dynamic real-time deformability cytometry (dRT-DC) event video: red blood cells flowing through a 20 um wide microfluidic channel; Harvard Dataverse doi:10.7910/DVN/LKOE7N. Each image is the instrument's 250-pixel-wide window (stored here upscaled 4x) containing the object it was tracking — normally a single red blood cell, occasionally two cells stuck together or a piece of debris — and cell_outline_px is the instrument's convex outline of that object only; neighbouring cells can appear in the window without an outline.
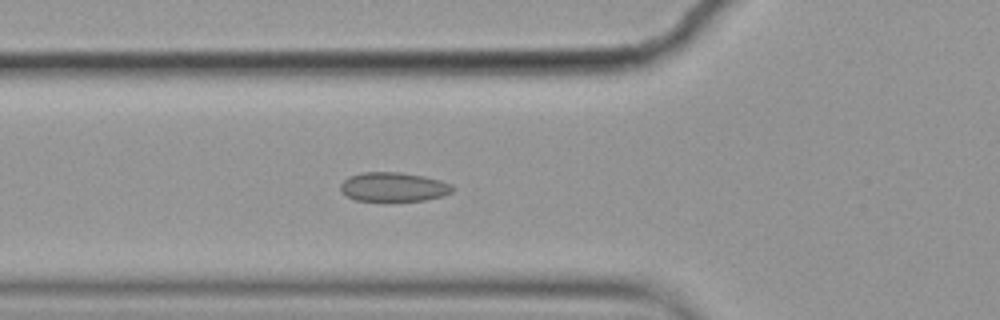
{"species": "common noctule bat (a hibernating species)", "species_latin": "Nyctalus noctula", "temperature_condition": "cold", "stored_images_in_passage": 6, "camera_frame_rate_fps": 3000, "um_per_image_px": 0.085, "animal": {"sex": "female", "body_mass_g": 19.9}, "frame": {"image": 1, "passage_image": 6, "time_ms": 1.667, "image_size_px": [1000, 320], "cell_outline_px": [[452, 192], [440, 196], [424, 200], [356, 200], [340, 192], [340, 184], [348, 176], [360, 172], [400, 172], [424, 176], [440, 180], [452, 184]], "centroid_in_image_um": [33.41, 15.87], "position_along_channel_um": 92.4, "area_um2": 18.9}}